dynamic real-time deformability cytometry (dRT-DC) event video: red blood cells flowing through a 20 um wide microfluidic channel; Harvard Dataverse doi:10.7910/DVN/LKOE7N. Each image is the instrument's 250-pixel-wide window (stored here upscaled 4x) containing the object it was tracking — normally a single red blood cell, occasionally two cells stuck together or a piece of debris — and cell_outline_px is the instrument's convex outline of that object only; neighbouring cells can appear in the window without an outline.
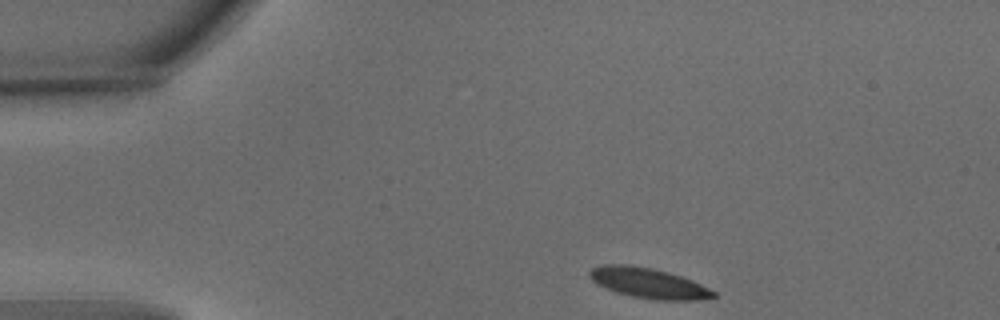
{"species": "common noctule bat (a hibernating species)", "species_latin": "Nyctalus noctula", "temperature_condition": "warm", "stored_images_in_passage": 3, "camera_frame_rate_fps": 3000, "um_per_image_px": 0.085, "animal": {"sex": "male", "body_mass_g": 15.6}, "frame": {"image": 1, "passage_image": 1, "time_ms": 0.0, "image_size_px": [1000, 320], "cell_outline_px": [[716, 296], [700, 300], [656, 300], [632, 296], [616, 292], [596, 284], [588, 276], [588, 272], [592, 268], [604, 264], [628, 264], [652, 268], [668, 272], [692, 280], [716, 292]], "centroid_in_image_um": [55.09, 24.06], "position_along_channel_um": 29.9, "area_um2": 21.85}}